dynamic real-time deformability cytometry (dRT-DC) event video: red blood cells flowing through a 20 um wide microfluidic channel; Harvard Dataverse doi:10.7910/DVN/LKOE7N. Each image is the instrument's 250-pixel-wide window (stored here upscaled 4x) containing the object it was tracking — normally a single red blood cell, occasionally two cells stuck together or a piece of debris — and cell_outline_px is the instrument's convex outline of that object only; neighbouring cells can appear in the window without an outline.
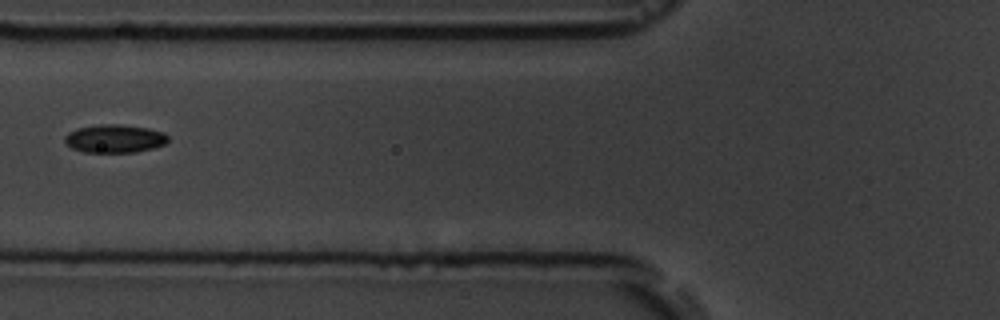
{"species": "common noctule bat (a hibernating species)", "species_latin": "Nyctalus noctula", "temperature_condition": "room temperature", "stored_images_in_passage": 2, "camera_frame_rate_fps": 3000, "um_per_image_px": 0.085, "animal": {"sex": "male", "body_mass_g": 19.5, "forearm_length_mm": 54.6}, "frame": {"image": 1, "passage_image": 2, "time_ms": 2.0, "image_size_px": [1000, 320], "cell_outline_px": [[168, 140], [164, 144], [152, 148], [136, 152], [84, 152], [72, 148], [64, 140], [64, 136], [68, 132], [76, 128], [100, 124], [120, 124], [148, 128], [164, 132], [168, 136]], "centroid_in_image_um": [9.73, 11.77], "position_along_channel_um": 116.1, "area_um2": 16.99}}